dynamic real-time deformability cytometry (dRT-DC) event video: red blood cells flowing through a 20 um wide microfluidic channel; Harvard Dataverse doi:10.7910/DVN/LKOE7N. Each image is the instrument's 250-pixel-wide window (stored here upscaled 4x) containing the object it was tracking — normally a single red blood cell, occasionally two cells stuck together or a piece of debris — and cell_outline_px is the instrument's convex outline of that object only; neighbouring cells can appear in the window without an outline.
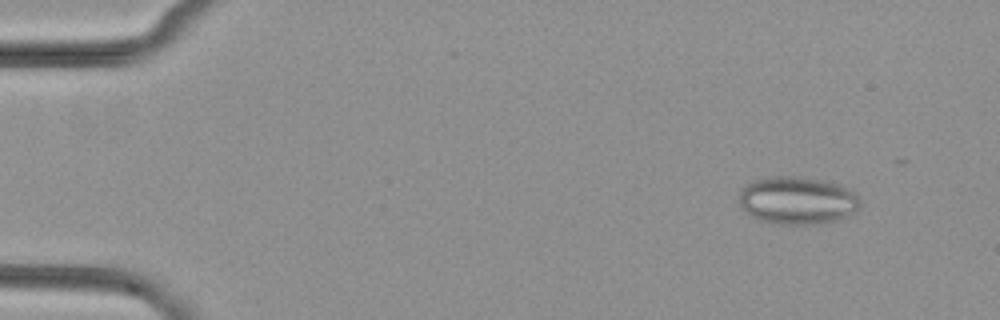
{"species": "common noctule bat (a hibernating species)", "species_latin": "Nyctalus noctula", "temperature_condition": "cold", "stored_images_in_passage": 49, "camera_frame_rate_fps": 3000, "um_per_image_px": 0.085, "animal": {"sex": "female", "body_mass_g": 29.2, "forearm_length_mm": 56.3}, "frame": {"image": 1, "passage_image": 2, "time_ms": 0.333, "image_size_px": [1000, 320], "cell_outline_px": [[860, 204], [856, 212], [836, 220], [820, 224], [772, 224], [756, 220], [740, 204], [740, 192], [744, 184], [756, 180], [776, 176], [800, 176], [840, 184], [852, 192], [860, 200]], "centroid_in_image_um": [67.77, 17.05], "position_along_channel_um": 17.2, "area_um2": 33.64}}
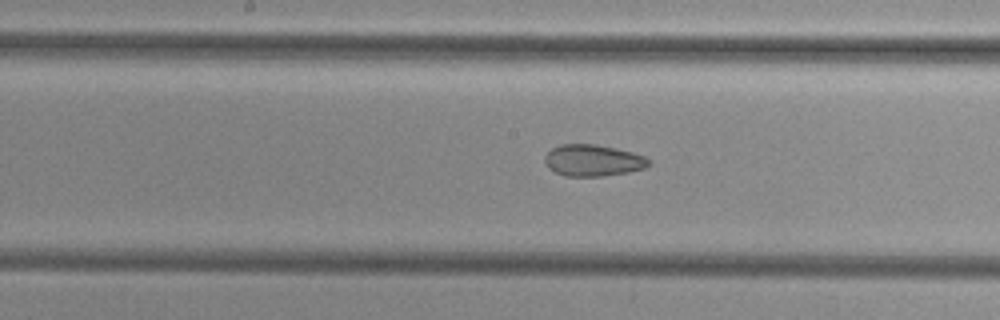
{"frame": {"image": 2, "passage_image": 24, "time_ms": 7.667, "image_size_px": [1000, 320], "cell_outline_px": [[652, 164], [644, 168], [628, 172], [600, 176], [564, 176], [548, 168], [544, 164], [544, 156], [552, 148], [560, 144], [596, 144], [616, 148], [632, 152], [644, 156]], "centroid_in_image_um": [50.37, 13.63], "position_along_channel_um": 197.8, "area_um2": 19.19}}
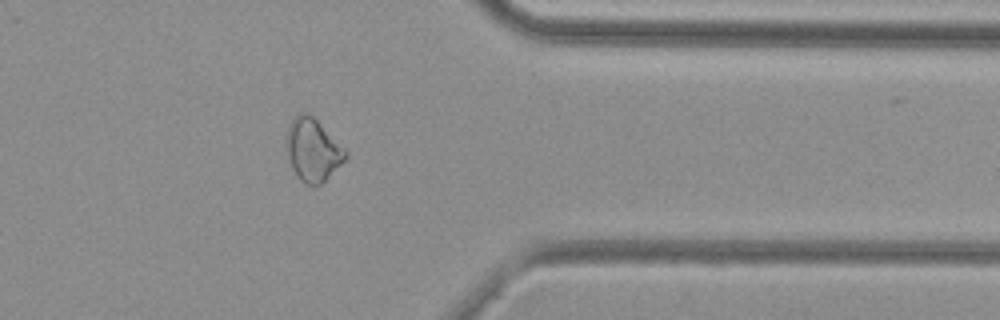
{"frame": {"image": 3, "passage_image": 39, "time_ms": 12.667, "image_size_px": [1000, 320], "cell_outline_px": [[348, 156], [320, 184], [308, 184], [300, 180], [296, 176], [284, 152], [284, 136], [288, 124], [300, 112], [308, 112], [348, 152]], "centroid_in_image_um": [26.5, 12.71], "position_along_channel_um": 384.9, "area_um2": 21.62}}